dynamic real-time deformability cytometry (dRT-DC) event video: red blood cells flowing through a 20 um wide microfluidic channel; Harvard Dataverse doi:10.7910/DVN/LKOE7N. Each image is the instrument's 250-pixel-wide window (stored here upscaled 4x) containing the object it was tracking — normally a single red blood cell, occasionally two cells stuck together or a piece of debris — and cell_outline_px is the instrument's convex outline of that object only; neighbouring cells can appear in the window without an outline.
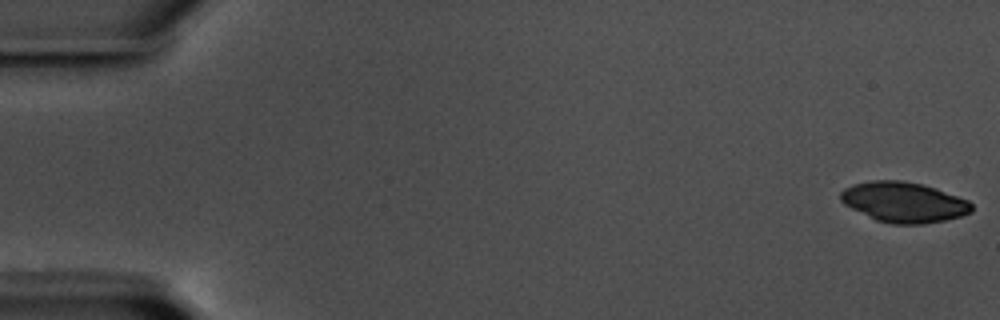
{"species": "common noctule bat (a hibernating species)", "species_latin": "Nyctalus noctula", "temperature_condition": "warm", "stored_images_in_passage": 58, "camera_frame_rate_fps": 3000, "um_per_image_px": 0.085, "animal": {"sex": "male", "body_mass_g": 17.5, "forearm_length_mm": 52.3}, "frame": {"image": 1, "passage_image": 1, "time_ms": 0.0, "image_size_px": [1000, 320], "cell_outline_px": [[972, 212], [960, 216], [944, 220], [924, 224], [892, 224], [876, 220], [844, 204], [840, 200], [840, 192], [844, 188], [856, 184], [872, 180], [900, 180], [920, 184], [936, 188], [968, 200], [972, 204]], "centroid_in_image_um": [76.82, 17.18], "position_along_channel_um": 8.2, "area_um2": 30.58}}